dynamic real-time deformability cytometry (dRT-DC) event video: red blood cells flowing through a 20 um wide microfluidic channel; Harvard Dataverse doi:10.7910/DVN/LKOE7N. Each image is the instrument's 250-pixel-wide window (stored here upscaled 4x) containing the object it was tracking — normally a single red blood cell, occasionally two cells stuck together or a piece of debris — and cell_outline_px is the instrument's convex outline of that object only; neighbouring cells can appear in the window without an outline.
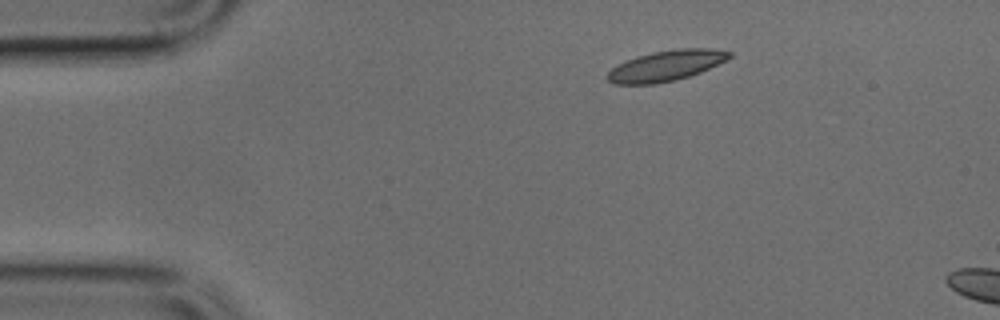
{"species": "common noctule bat (a hibernating species)", "species_latin": "Nyctalus noctula", "temperature_condition": "cold", "stored_images_in_passage": 5, "camera_frame_rate_fps": 3000, "um_per_image_px": 0.085, "animal": {"sex": "male", "body_mass_g": 17.9, "forearm_length_mm": 54.2}, "frame": {"image": 1, "passage_image": 1, "time_ms": 0.0, "image_size_px": [1000, 320], "cell_outline_px": [[732, 56], [700, 72], [676, 80], [656, 84], [612, 84], [604, 76], [612, 68], [636, 56], [652, 52], [676, 48], [716, 48], [732, 52]], "centroid_in_image_um": [56.59, 5.58], "position_along_channel_um": 28.4, "area_um2": 21.68}}